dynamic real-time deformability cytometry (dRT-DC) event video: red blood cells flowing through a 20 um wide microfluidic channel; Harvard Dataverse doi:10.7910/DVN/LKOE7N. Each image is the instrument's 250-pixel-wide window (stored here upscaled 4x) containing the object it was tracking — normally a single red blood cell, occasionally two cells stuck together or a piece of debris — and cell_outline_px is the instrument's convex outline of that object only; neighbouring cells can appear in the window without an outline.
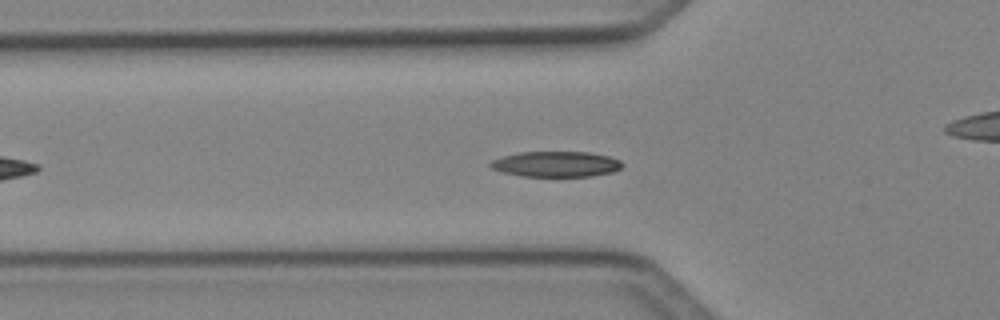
{"species": "Egyptian fruit bat (a non-hibernating species)", "species_latin": "Rousettus aegyptiacus", "temperature_condition": "cold", "stored_images_in_passage": 42, "camera_frame_rate_fps": 3000, "um_per_image_px": 0.085, "animal": {"sex": "female"}, "frame": {"image": 1, "passage_image": 9, "time_ms": 2.667, "image_size_px": [1000, 320], "cell_outline_px": [[624, 164], [620, 168], [612, 172], [592, 176], [520, 176], [504, 172], [492, 168], [488, 164], [492, 160], [504, 156], [520, 152], [588, 152], [608, 156], [620, 160]], "centroid_in_image_um": [47.28, 13.95], "position_along_channel_um": 78.5, "area_um2": 19.48}}
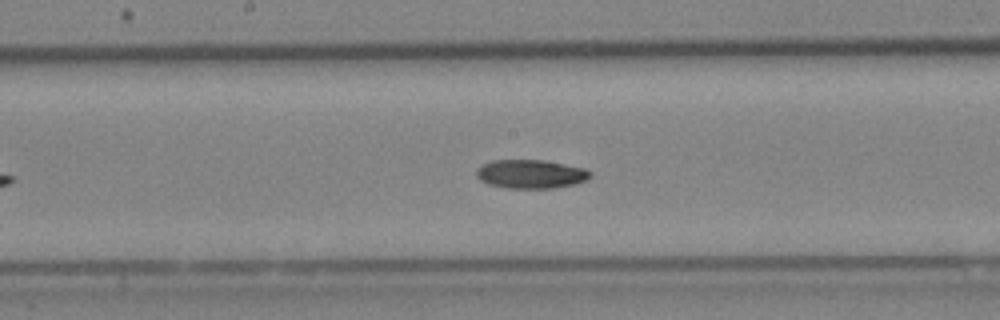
{"frame": {"image": 2, "passage_image": 18, "time_ms": 5.667, "image_size_px": [1000, 320], "cell_outline_px": [[592, 176], [588, 180], [576, 184], [556, 188], [504, 188], [488, 184], [480, 180], [476, 176], [476, 168], [492, 160], [544, 160], [584, 168], [592, 172]], "centroid_in_image_um": [45.13, 14.8], "position_along_channel_um": 203.1, "area_um2": 19.31}}
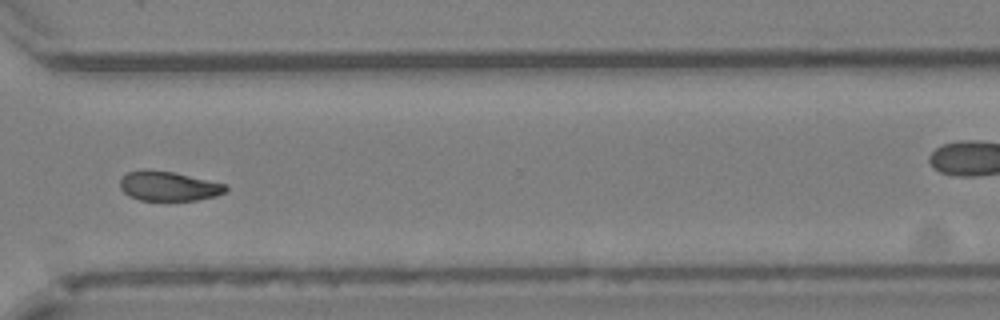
{"frame": {"image": 3, "passage_image": 29, "time_ms": 9.333, "image_size_px": [1000, 320], "cell_outline_px": [[228, 188], [224, 192], [216, 196], [196, 200], [140, 200], [128, 196], [120, 188], [120, 180], [128, 172], [144, 168], [172, 172], [224, 184]], "centroid_in_image_um": [14.27, 15.82], "position_along_channel_um": 356.3, "area_um2": 18.03}, "authors_computed_cell_mechanics": {"area_um2": 19.0451, "velocity_mm_per_s": 4.163, "shape_relaxation_time_tau1_ms": 4.235, "shape_relaxation_time_tau2_ms": null, "deformation_change_tau1": 0.1285, "deformation_change_tau2": null}}